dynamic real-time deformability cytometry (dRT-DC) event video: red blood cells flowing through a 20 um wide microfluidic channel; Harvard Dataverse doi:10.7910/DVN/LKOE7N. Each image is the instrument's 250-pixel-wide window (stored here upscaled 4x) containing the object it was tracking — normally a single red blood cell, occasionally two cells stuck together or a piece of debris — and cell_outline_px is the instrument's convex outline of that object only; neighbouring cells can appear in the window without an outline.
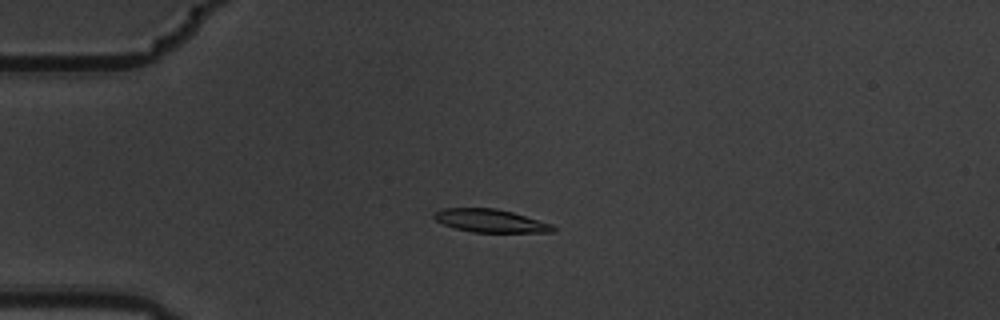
{"species": "common noctule bat (a hibernating species)", "species_latin": "Nyctalus noctula", "temperature_condition": "warm", "stored_images_in_passage": 6, "camera_frame_rate_fps": 3000, "um_per_image_px": 0.085, "animal": {"sex": "male", "body_mass_g": 19.5, "forearm_length_mm": 54.6}, "frame": {"image": 1, "passage_image": 5, "time_ms": 1.333, "image_size_px": [1000, 320], "cell_outline_px": [[556, 228], [552, 232], [472, 232], [456, 228], [444, 224], [436, 220], [432, 216], [432, 212], [444, 208], [496, 208], [512, 212], [552, 224]], "centroid_in_image_um": [41.66, 18.76], "position_along_channel_um": 43.3, "area_um2": 15.9}}